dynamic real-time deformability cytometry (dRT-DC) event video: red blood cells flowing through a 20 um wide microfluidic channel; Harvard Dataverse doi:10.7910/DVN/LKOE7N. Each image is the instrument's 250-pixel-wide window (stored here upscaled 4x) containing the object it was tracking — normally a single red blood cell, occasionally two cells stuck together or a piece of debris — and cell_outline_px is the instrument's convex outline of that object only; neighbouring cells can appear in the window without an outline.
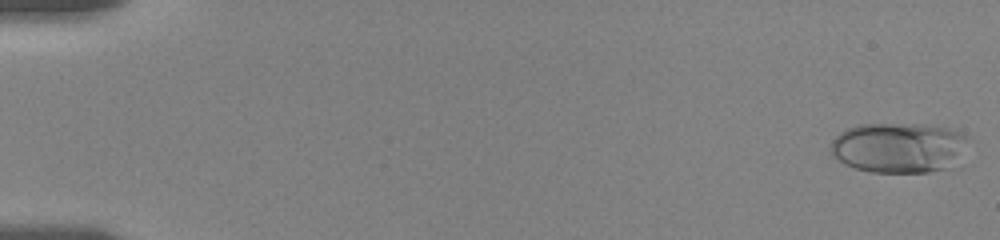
{"species": "human", "species_latin": "Homo sapiens", "temperature_condition": "room temperature", "stored_images_in_passage": 35, "camera_frame_rate_fps": 3000, "um_per_image_px": 0.085, "donor": {"sex": "female"}, "frame": {"image": 1, "passage_image": 1, "time_ms": 0.0, "image_size_px": [1000, 240], "cell_outline_px": [[964, 136], [952, 156], [944, 168], [928, 172], [872, 172], [856, 168], [844, 164], [832, 156], [832, 140], [840, 132], [856, 124], [916, 124], [948, 128]], "centroid_in_image_um": [76.14, 12.53], "position_along_channel_um": 8.9, "area_um2": 38.38}}
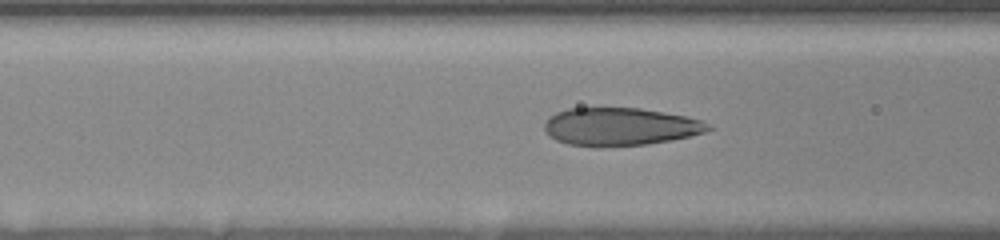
{"frame": {"image": 2, "passage_image": 26, "time_ms": 7.333, "image_size_px": [1000, 240], "cell_outline_px": [[712, 128], [704, 132], [672, 140], [648, 144], [568, 144], [556, 140], [548, 136], [544, 128], [544, 124], [548, 116], [556, 112], [568, 108], [640, 108], [664, 112], [684, 116], [700, 120], [712, 124]], "centroid_in_image_um": [52.71, 10.73], "position_along_channel_um": 113.9, "area_um2": 35.37}}
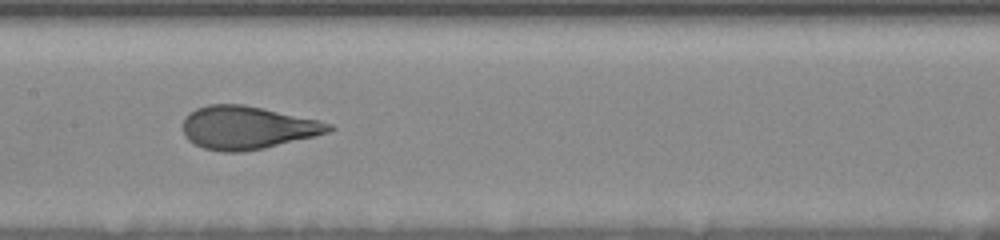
{"frame": {"image": 3, "passage_image": 34, "time_ms": 9.333, "image_size_px": [1000, 240], "cell_outline_px": [[336, 128], [328, 132], [316, 136], [264, 148], [244, 152], [224, 152], [204, 148], [188, 140], [184, 132], [184, 120], [196, 108], [208, 104], [244, 104], [316, 120], [332, 124]], "centroid_in_image_um": [21.04, 10.86], "position_along_channel_um": 186.4, "area_um2": 36.24}}